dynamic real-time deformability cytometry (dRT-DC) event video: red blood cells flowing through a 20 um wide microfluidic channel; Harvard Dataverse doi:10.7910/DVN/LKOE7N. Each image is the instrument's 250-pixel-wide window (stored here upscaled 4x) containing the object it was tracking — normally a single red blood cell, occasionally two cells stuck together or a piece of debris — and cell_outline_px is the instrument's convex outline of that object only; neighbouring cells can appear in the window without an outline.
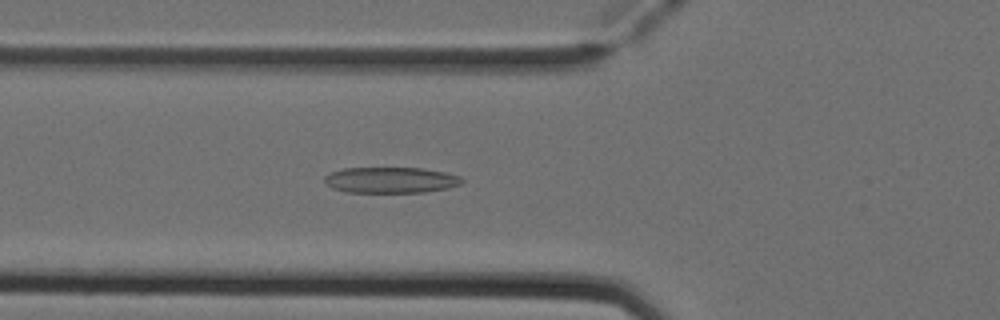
{"species": "Egyptian fruit bat (a non-hibernating species)", "species_latin": "Rousettus aegyptiacus", "temperature_condition": "cold", "stored_images_in_passage": 52, "camera_frame_rate_fps": 3000, "um_per_image_px": 0.085, "animal": {"sex": "female"}, "frame": {"image": 1, "passage_image": 19, "time_ms": 6.0, "image_size_px": [1000, 320], "cell_outline_px": [[464, 180], [460, 184], [448, 188], [424, 192], [348, 192], [332, 188], [324, 180], [324, 176], [332, 172], [344, 168], [424, 168], [444, 172], [460, 176]], "centroid_in_image_um": [33.23, 15.3], "position_along_channel_um": 92.6, "area_um2": 20.63}}
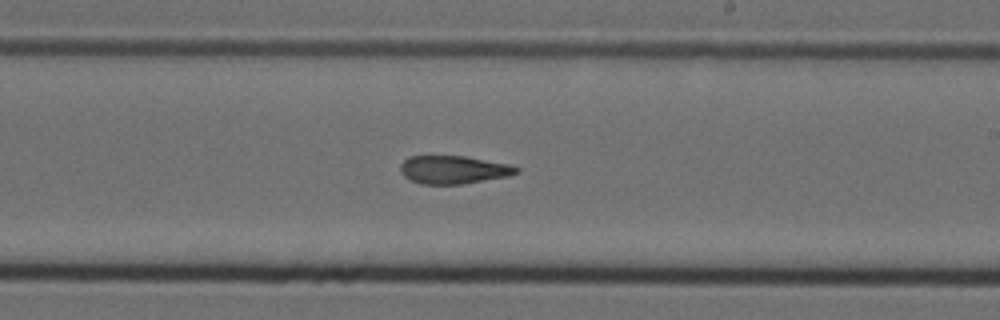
{"frame": {"image": 2, "passage_image": 31, "time_ms": 10.0, "image_size_px": [1000, 320], "cell_outline_px": [[520, 172], [508, 176], [460, 184], [420, 184], [408, 180], [400, 172], [400, 164], [408, 156], [464, 156], [508, 164], [520, 168]], "centroid_in_image_um": [38.5, 14.43], "position_along_channel_um": 250.5, "area_um2": 19.02}}
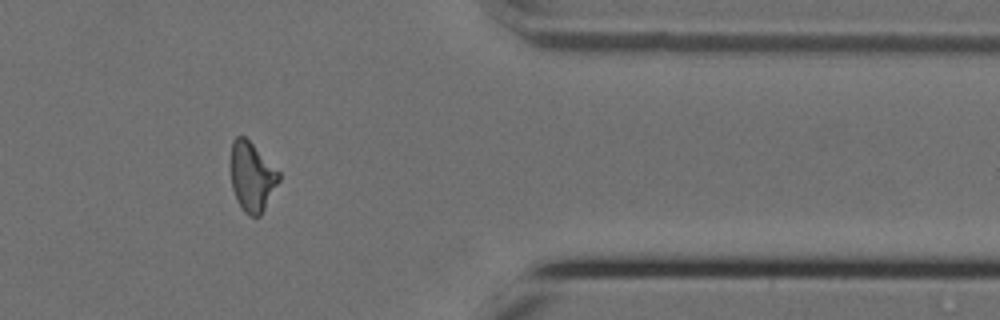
{"frame": {"image": 3, "passage_image": 43, "time_ms": 14.0, "image_size_px": [1000, 320], "cell_outline_px": [[280, 180], [260, 216], [252, 216], [244, 212], [236, 200], [232, 188], [232, 140], [236, 136], [244, 136], [280, 172]], "centroid_in_image_um": [21.43, 15.04], "position_along_channel_um": 390.0, "area_um2": 19.07}, "authors_computed_cell_mechanics": {"area_um2": 19.9121, "velocity_mm_per_s": 3.9395, "shape_relaxation_time_tau1_ms": 11.1251, "shape_relaxation_time_tau2_ms": 3.1618, "deformation_change_tau1": 0.2457, "deformation_change_tau2": 0.1283}}